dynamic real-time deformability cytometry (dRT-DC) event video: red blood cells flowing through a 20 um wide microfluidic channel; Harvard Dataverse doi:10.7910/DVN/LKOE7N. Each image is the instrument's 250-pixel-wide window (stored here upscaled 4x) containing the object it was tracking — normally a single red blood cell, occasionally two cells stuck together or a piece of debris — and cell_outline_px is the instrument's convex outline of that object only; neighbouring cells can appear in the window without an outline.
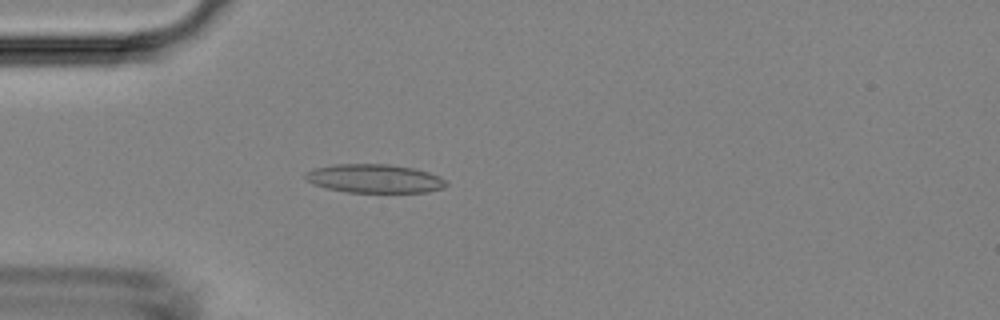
{"species": "Egyptian fruit bat (a non-hibernating species)", "species_latin": "Rousettus aegyptiacus", "temperature_condition": "room temperature", "stored_images_in_passage": 1, "camera_frame_rate_fps": 3000, "um_per_image_px": 0.085, "animal": {"sex": "female"}, "frame": {"image": 1, "passage_image": 1, "time_ms": 0.0, "image_size_px": [1000, 320], "cell_outline_px": [[448, 184], [444, 188], [428, 192], [348, 192], [324, 188], [312, 184], [304, 176], [304, 172], [312, 168], [336, 164], [388, 164], [412, 168], [428, 172], [440, 176]], "centroid_in_image_um": [31.8, 15.18], "position_along_channel_um": 53.2, "area_um2": 23.64}}